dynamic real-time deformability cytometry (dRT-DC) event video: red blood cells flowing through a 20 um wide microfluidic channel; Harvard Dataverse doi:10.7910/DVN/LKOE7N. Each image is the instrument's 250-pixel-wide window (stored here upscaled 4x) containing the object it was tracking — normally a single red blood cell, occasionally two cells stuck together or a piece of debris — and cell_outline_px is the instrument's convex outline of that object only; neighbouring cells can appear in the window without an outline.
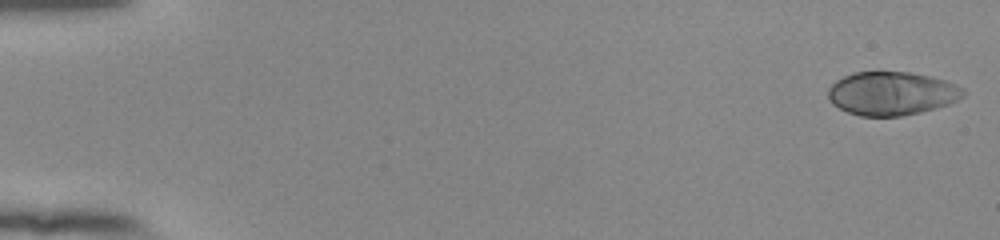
{"species": "human", "species_latin": "Homo sapiens", "temperature_condition": "room temperature", "stored_images_in_passage": 18, "camera_frame_rate_fps": 3000, "um_per_image_px": 0.085, "donor": {"sex": "female"}, "frame": {"image": 1, "passage_image": 1, "time_ms": 0.0, "image_size_px": [1000, 240], "cell_outline_px": [[964, 96], [948, 104], [936, 108], [920, 112], [900, 116], [860, 116], [848, 112], [832, 104], [828, 96], [828, 88], [836, 80], [852, 72], [912, 72], [944, 80], [964, 88]], "centroid_in_image_um": [75.77, 7.94], "position_along_channel_um": 9.2, "area_um2": 34.16}}
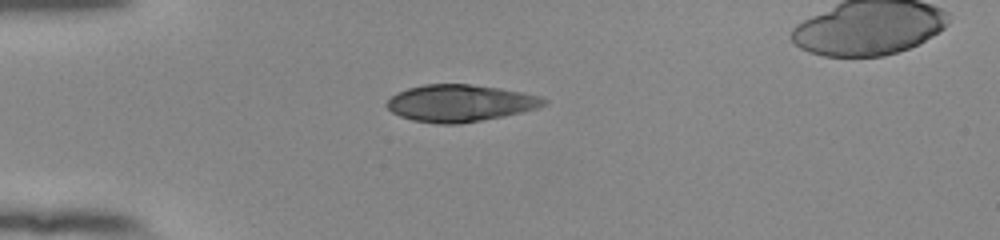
{"frame": {"image": 2, "passage_image": 15, "time_ms": 4.667, "image_size_px": [1000, 240], "cell_outline_px": [[548, 104], [536, 108], [504, 116], [460, 124], [440, 124], [412, 120], [400, 116], [392, 112], [384, 104], [396, 92], [408, 88], [424, 84], [468, 84], [500, 88], [540, 96], [548, 100]], "centroid_in_image_um": [39.09, 8.77], "position_along_channel_um": 45.9, "area_um2": 33.81}}